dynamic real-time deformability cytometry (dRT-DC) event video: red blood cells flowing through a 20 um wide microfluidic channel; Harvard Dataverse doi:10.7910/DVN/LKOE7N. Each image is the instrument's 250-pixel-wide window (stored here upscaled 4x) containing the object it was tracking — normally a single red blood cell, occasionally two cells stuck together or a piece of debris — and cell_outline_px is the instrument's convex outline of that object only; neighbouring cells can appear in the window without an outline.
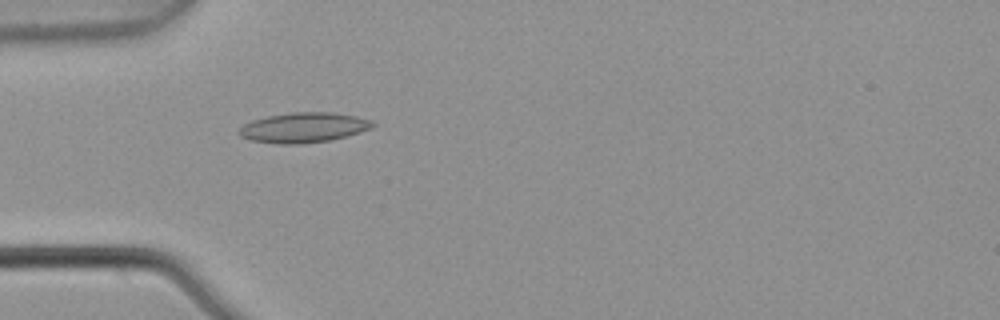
{"species": "common noctule bat (a hibernating species)", "species_latin": "Nyctalus noctula", "temperature_condition": "warm", "stored_images_in_passage": 1, "camera_frame_rate_fps": 3000, "um_per_image_px": 0.085, "animal": {"sex": "male", "body_mass_g": 21.5, "forearm_length_mm": 52.0}, "frame": {"image": 1, "passage_image": 1, "time_ms": 0.0, "image_size_px": [1000, 320], "cell_outline_px": [[376, 124], [372, 128], [360, 132], [332, 140], [304, 144], [276, 144], [252, 140], [240, 136], [236, 132], [244, 124], [252, 120], [268, 116], [292, 112], [332, 112], [356, 116], [372, 120]], "centroid_in_image_um": [25.82, 10.85], "position_along_channel_um": 59.2, "area_um2": 23.58}}